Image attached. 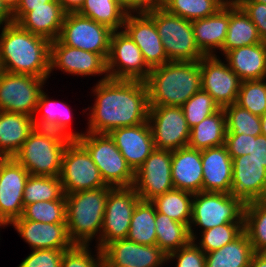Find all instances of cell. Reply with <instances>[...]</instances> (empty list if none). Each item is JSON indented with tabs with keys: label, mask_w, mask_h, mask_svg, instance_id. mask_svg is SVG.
Listing matches in <instances>:
<instances>
[{
	"label": "cell",
	"mask_w": 266,
	"mask_h": 267,
	"mask_svg": "<svg viewBox=\"0 0 266 267\" xmlns=\"http://www.w3.org/2000/svg\"><path fill=\"white\" fill-rule=\"evenodd\" d=\"M0 30V61L3 71L49 78L48 39L35 35L14 22L0 27Z\"/></svg>",
	"instance_id": "7a4b0ae2"
},
{
	"label": "cell",
	"mask_w": 266,
	"mask_h": 267,
	"mask_svg": "<svg viewBox=\"0 0 266 267\" xmlns=\"http://www.w3.org/2000/svg\"><path fill=\"white\" fill-rule=\"evenodd\" d=\"M34 128L32 116L0 111V150L14 157Z\"/></svg>",
	"instance_id": "f546056e"
},
{
	"label": "cell",
	"mask_w": 266,
	"mask_h": 267,
	"mask_svg": "<svg viewBox=\"0 0 266 267\" xmlns=\"http://www.w3.org/2000/svg\"><path fill=\"white\" fill-rule=\"evenodd\" d=\"M249 157L263 163V166L266 167V136H252V147Z\"/></svg>",
	"instance_id": "f5cc1de1"
},
{
	"label": "cell",
	"mask_w": 266,
	"mask_h": 267,
	"mask_svg": "<svg viewBox=\"0 0 266 267\" xmlns=\"http://www.w3.org/2000/svg\"><path fill=\"white\" fill-rule=\"evenodd\" d=\"M181 107L190 129L220 109L212 96L202 89L191 96Z\"/></svg>",
	"instance_id": "f6af8a7d"
},
{
	"label": "cell",
	"mask_w": 266,
	"mask_h": 267,
	"mask_svg": "<svg viewBox=\"0 0 266 267\" xmlns=\"http://www.w3.org/2000/svg\"><path fill=\"white\" fill-rule=\"evenodd\" d=\"M234 1H256V2H260V3H265L266 4V0H234Z\"/></svg>",
	"instance_id": "be15d7a7"
},
{
	"label": "cell",
	"mask_w": 266,
	"mask_h": 267,
	"mask_svg": "<svg viewBox=\"0 0 266 267\" xmlns=\"http://www.w3.org/2000/svg\"><path fill=\"white\" fill-rule=\"evenodd\" d=\"M171 176L175 189L193 194L201 192L203 184L201 150L187 146L172 151Z\"/></svg>",
	"instance_id": "4316f807"
},
{
	"label": "cell",
	"mask_w": 266,
	"mask_h": 267,
	"mask_svg": "<svg viewBox=\"0 0 266 267\" xmlns=\"http://www.w3.org/2000/svg\"><path fill=\"white\" fill-rule=\"evenodd\" d=\"M223 58L242 81L265 78L266 42L232 49Z\"/></svg>",
	"instance_id": "f1b7e54d"
},
{
	"label": "cell",
	"mask_w": 266,
	"mask_h": 267,
	"mask_svg": "<svg viewBox=\"0 0 266 267\" xmlns=\"http://www.w3.org/2000/svg\"><path fill=\"white\" fill-rule=\"evenodd\" d=\"M92 245H73L65 250L61 267H102V250L92 252Z\"/></svg>",
	"instance_id": "bcb514c9"
},
{
	"label": "cell",
	"mask_w": 266,
	"mask_h": 267,
	"mask_svg": "<svg viewBox=\"0 0 266 267\" xmlns=\"http://www.w3.org/2000/svg\"><path fill=\"white\" fill-rule=\"evenodd\" d=\"M123 30L139 47L150 69L170 62L155 23L147 13H127Z\"/></svg>",
	"instance_id": "ffe728a7"
},
{
	"label": "cell",
	"mask_w": 266,
	"mask_h": 267,
	"mask_svg": "<svg viewBox=\"0 0 266 267\" xmlns=\"http://www.w3.org/2000/svg\"><path fill=\"white\" fill-rule=\"evenodd\" d=\"M77 141L87 150L104 182L111 187H131L135 172L109 134L86 132Z\"/></svg>",
	"instance_id": "ba28073f"
},
{
	"label": "cell",
	"mask_w": 266,
	"mask_h": 267,
	"mask_svg": "<svg viewBox=\"0 0 266 267\" xmlns=\"http://www.w3.org/2000/svg\"><path fill=\"white\" fill-rule=\"evenodd\" d=\"M113 30L78 13H66L58 40L73 48L100 54L106 61Z\"/></svg>",
	"instance_id": "8fae6325"
},
{
	"label": "cell",
	"mask_w": 266,
	"mask_h": 267,
	"mask_svg": "<svg viewBox=\"0 0 266 267\" xmlns=\"http://www.w3.org/2000/svg\"><path fill=\"white\" fill-rule=\"evenodd\" d=\"M257 27L262 42H266V4L256 1H234Z\"/></svg>",
	"instance_id": "681fc988"
},
{
	"label": "cell",
	"mask_w": 266,
	"mask_h": 267,
	"mask_svg": "<svg viewBox=\"0 0 266 267\" xmlns=\"http://www.w3.org/2000/svg\"><path fill=\"white\" fill-rule=\"evenodd\" d=\"M29 172L13 157L0 169V223L6 228L23 212V192Z\"/></svg>",
	"instance_id": "ac0fdd59"
},
{
	"label": "cell",
	"mask_w": 266,
	"mask_h": 267,
	"mask_svg": "<svg viewBox=\"0 0 266 267\" xmlns=\"http://www.w3.org/2000/svg\"><path fill=\"white\" fill-rule=\"evenodd\" d=\"M3 69H2V65H1V61H0V75L2 74Z\"/></svg>",
	"instance_id": "e7e4bbea"
},
{
	"label": "cell",
	"mask_w": 266,
	"mask_h": 267,
	"mask_svg": "<svg viewBox=\"0 0 266 267\" xmlns=\"http://www.w3.org/2000/svg\"><path fill=\"white\" fill-rule=\"evenodd\" d=\"M54 69L74 76H102L98 82L109 79L107 61L97 53L63 45L58 39L50 42V76Z\"/></svg>",
	"instance_id": "9a60e30c"
},
{
	"label": "cell",
	"mask_w": 266,
	"mask_h": 267,
	"mask_svg": "<svg viewBox=\"0 0 266 267\" xmlns=\"http://www.w3.org/2000/svg\"><path fill=\"white\" fill-rule=\"evenodd\" d=\"M228 25L229 2L216 14L192 21L196 45L205 56H217V52L220 53L226 39Z\"/></svg>",
	"instance_id": "83f0119b"
},
{
	"label": "cell",
	"mask_w": 266,
	"mask_h": 267,
	"mask_svg": "<svg viewBox=\"0 0 266 267\" xmlns=\"http://www.w3.org/2000/svg\"><path fill=\"white\" fill-rule=\"evenodd\" d=\"M65 15L58 0H52L46 6L17 7L12 18L23 29L51 42L58 39Z\"/></svg>",
	"instance_id": "44dd1931"
},
{
	"label": "cell",
	"mask_w": 266,
	"mask_h": 267,
	"mask_svg": "<svg viewBox=\"0 0 266 267\" xmlns=\"http://www.w3.org/2000/svg\"><path fill=\"white\" fill-rule=\"evenodd\" d=\"M58 2L66 13H77L85 0H58Z\"/></svg>",
	"instance_id": "db71d44e"
},
{
	"label": "cell",
	"mask_w": 266,
	"mask_h": 267,
	"mask_svg": "<svg viewBox=\"0 0 266 267\" xmlns=\"http://www.w3.org/2000/svg\"><path fill=\"white\" fill-rule=\"evenodd\" d=\"M70 141L61 133L35 127L13 158L30 175L59 177L62 156Z\"/></svg>",
	"instance_id": "5b68a950"
},
{
	"label": "cell",
	"mask_w": 266,
	"mask_h": 267,
	"mask_svg": "<svg viewBox=\"0 0 266 267\" xmlns=\"http://www.w3.org/2000/svg\"><path fill=\"white\" fill-rule=\"evenodd\" d=\"M203 192L231 193L233 163L224 145L201 150Z\"/></svg>",
	"instance_id": "d4e9b609"
},
{
	"label": "cell",
	"mask_w": 266,
	"mask_h": 267,
	"mask_svg": "<svg viewBox=\"0 0 266 267\" xmlns=\"http://www.w3.org/2000/svg\"><path fill=\"white\" fill-rule=\"evenodd\" d=\"M257 43L262 40L255 24L234 1L229 2V25L221 56L232 49Z\"/></svg>",
	"instance_id": "4dcf8cb0"
},
{
	"label": "cell",
	"mask_w": 266,
	"mask_h": 267,
	"mask_svg": "<svg viewBox=\"0 0 266 267\" xmlns=\"http://www.w3.org/2000/svg\"><path fill=\"white\" fill-rule=\"evenodd\" d=\"M261 118V131H262V135L266 136V113L262 116H260Z\"/></svg>",
	"instance_id": "91938a15"
},
{
	"label": "cell",
	"mask_w": 266,
	"mask_h": 267,
	"mask_svg": "<svg viewBox=\"0 0 266 267\" xmlns=\"http://www.w3.org/2000/svg\"><path fill=\"white\" fill-rule=\"evenodd\" d=\"M72 108L64 102L51 99L44 90L40 93L37 108L33 116L35 127L52 130L63 134L71 140H77L85 132L70 129L73 113ZM40 116V117H39Z\"/></svg>",
	"instance_id": "484cf974"
},
{
	"label": "cell",
	"mask_w": 266,
	"mask_h": 267,
	"mask_svg": "<svg viewBox=\"0 0 266 267\" xmlns=\"http://www.w3.org/2000/svg\"><path fill=\"white\" fill-rule=\"evenodd\" d=\"M254 251L245 232L218 250L205 253V267H249Z\"/></svg>",
	"instance_id": "d6a6232c"
},
{
	"label": "cell",
	"mask_w": 266,
	"mask_h": 267,
	"mask_svg": "<svg viewBox=\"0 0 266 267\" xmlns=\"http://www.w3.org/2000/svg\"><path fill=\"white\" fill-rule=\"evenodd\" d=\"M93 106L83 109L88 115L86 132L108 134L112 130L148 121V91L144 81L107 79L92 87Z\"/></svg>",
	"instance_id": "6da1fadb"
},
{
	"label": "cell",
	"mask_w": 266,
	"mask_h": 267,
	"mask_svg": "<svg viewBox=\"0 0 266 267\" xmlns=\"http://www.w3.org/2000/svg\"><path fill=\"white\" fill-rule=\"evenodd\" d=\"M243 232L244 224H223L206 231L197 232L201 237L196 236L193 242L203 250L204 253H208L233 242Z\"/></svg>",
	"instance_id": "7bdbcfd3"
},
{
	"label": "cell",
	"mask_w": 266,
	"mask_h": 267,
	"mask_svg": "<svg viewBox=\"0 0 266 267\" xmlns=\"http://www.w3.org/2000/svg\"><path fill=\"white\" fill-rule=\"evenodd\" d=\"M155 217L153 203L140 199L131 217L127 239L142 245H156Z\"/></svg>",
	"instance_id": "836d02e7"
},
{
	"label": "cell",
	"mask_w": 266,
	"mask_h": 267,
	"mask_svg": "<svg viewBox=\"0 0 266 267\" xmlns=\"http://www.w3.org/2000/svg\"><path fill=\"white\" fill-rule=\"evenodd\" d=\"M193 196L194 194L191 192L174 188L157 196L151 202L157 212L189 227L192 218Z\"/></svg>",
	"instance_id": "e575fe53"
},
{
	"label": "cell",
	"mask_w": 266,
	"mask_h": 267,
	"mask_svg": "<svg viewBox=\"0 0 266 267\" xmlns=\"http://www.w3.org/2000/svg\"><path fill=\"white\" fill-rule=\"evenodd\" d=\"M140 197L133 186L111 187L106 199L105 213L98 248L128 236L131 217Z\"/></svg>",
	"instance_id": "30bf717a"
},
{
	"label": "cell",
	"mask_w": 266,
	"mask_h": 267,
	"mask_svg": "<svg viewBox=\"0 0 266 267\" xmlns=\"http://www.w3.org/2000/svg\"><path fill=\"white\" fill-rule=\"evenodd\" d=\"M64 252L57 249L31 250L17 267H61Z\"/></svg>",
	"instance_id": "c3c4849f"
},
{
	"label": "cell",
	"mask_w": 266,
	"mask_h": 267,
	"mask_svg": "<svg viewBox=\"0 0 266 267\" xmlns=\"http://www.w3.org/2000/svg\"><path fill=\"white\" fill-rule=\"evenodd\" d=\"M64 195L59 177L29 175L23 192L24 206L39 201L59 200Z\"/></svg>",
	"instance_id": "ab89813d"
},
{
	"label": "cell",
	"mask_w": 266,
	"mask_h": 267,
	"mask_svg": "<svg viewBox=\"0 0 266 267\" xmlns=\"http://www.w3.org/2000/svg\"><path fill=\"white\" fill-rule=\"evenodd\" d=\"M52 0H21L18 7H39L46 6L47 2Z\"/></svg>",
	"instance_id": "6f0895ef"
},
{
	"label": "cell",
	"mask_w": 266,
	"mask_h": 267,
	"mask_svg": "<svg viewBox=\"0 0 266 267\" xmlns=\"http://www.w3.org/2000/svg\"><path fill=\"white\" fill-rule=\"evenodd\" d=\"M236 104L249 110L252 114L262 116L266 113V81H242Z\"/></svg>",
	"instance_id": "ee69618b"
},
{
	"label": "cell",
	"mask_w": 266,
	"mask_h": 267,
	"mask_svg": "<svg viewBox=\"0 0 266 267\" xmlns=\"http://www.w3.org/2000/svg\"><path fill=\"white\" fill-rule=\"evenodd\" d=\"M102 258L117 267H163L167 255L157 245H142L127 238L108 243Z\"/></svg>",
	"instance_id": "d6986e66"
},
{
	"label": "cell",
	"mask_w": 266,
	"mask_h": 267,
	"mask_svg": "<svg viewBox=\"0 0 266 267\" xmlns=\"http://www.w3.org/2000/svg\"><path fill=\"white\" fill-rule=\"evenodd\" d=\"M249 267H266V252H254Z\"/></svg>",
	"instance_id": "9f6ffc18"
},
{
	"label": "cell",
	"mask_w": 266,
	"mask_h": 267,
	"mask_svg": "<svg viewBox=\"0 0 266 267\" xmlns=\"http://www.w3.org/2000/svg\"><path fill=\"white\" fill-rule=\"evenodd\" d=\"M146 13L153 19L170 61H199L205 56L196 45L192 21L167 12L159 4Z\"/></svg>",
	"instance_id": "52a82bcc"
},
{
	"label": "cell",
	"mask_w": 266,
	"mask_h": 267,
	"mask_svg": "<svg viewBox=\"0 0 266 267\" xmlns=\"http://www.w3.org/2000/svg\"><path fill=\"white\" fill-rule=\"evenodd\" d=\"M232 1L234 0H159L158 4L173 15L193 21L216 14Z\"/></svg>",
	"instance_id": "74e56055"
},
{
	"label": "cell",
	"mask_w": 266,
	"mask_h": 267,
	"mask_svg": "<svg viewBox=\"0 0 266 267\" xmlns=\"http://www.w3.org/2000/svg\"><path fill=\"white\" fill-rule=\"evenodd\" d=\"M44 223H66L65 194L59 200L39 201L25 205L20 218Z\"/></svg>",
	"instance_id": "b9f144b4"
},
{
	"label": "cell",
	"mask_w": 266,
	"mask_h": 267,
	"mask_svg": "<svg viewBox=\"0 0 266 267\" xmlns=\"http://www.w3.org/2000/svg\"><path fill=\"white\" fill-rule=\"evenodd\" d=\"M108 134L134 172L155 149L148 121L135 126L117 128Z\"/></svg>",
	"instance_id": "cb8c5ba5"
},
{
	"label": "cell",
	"mask_w": 266,
	"mask_h": 267,
	"mask_svg": "<svg viewBox=\"0 0 266 267\" xmlns=\"http://www.w3.org/2000/svg\"><path fill=\"white\" fill-rule=\"evenodd\" d=\"M102 267H117L109 265L103 258H102Z\"/></svg>",
	"instance_id": "6125c7cd"
},
{
	"label": "cell",
	"mask_w": 266,
	"mask_h": 267,
	"mask_svg": "<svg viewBox=\"0 0 266 267\" xmlns=\"http://www.w3.org/2000/svg\"><path fill=\"white\" fill-rule=\"evenodd\" d=\"M231 194L244 203L266 200V167L249 155L232 159Z\"/></svg>",
	"instance_id": "7402d4cb"
},
{
	"label": "cell",
	"mask_w": 266,
	"mask_h": 267,
	"mask_svg": "<svg viewBox=\"0 0 266 267\" xmlns=\"http://www.w3.org/2000/svg\"><path fill=\"white\" fill-rule=\"evenodd\" d=\"M13 23L12 13L0 0V27Z\"/></svg>",
	"instance_id": "11a10c76"
},
{
	"label": "cell",
	"mask_w": 266,
	"mask_h": 267,
	"mask_svg": "<svg viewBox=\"0 0 266 267\" xmlns=\"http://www.w3.org/2000/svg\"><path fill=\"white\" fill-rule=\"evenodd\" d=\"M150 71L132 38L124 30L113 31L107 58L109 79L145 81Z\"/></svg>",
	"instance_id": "7c38bea8"
},
{
	"label": "cell",
	"mask_w": 266,
	"mask_h": 267,
	"mask_svg": "<svg viewBox=\"0 0 266 267\" xmlns=\"http://www.w3.org/2000/svg\"><path fill=\"white\" fill-rule=\"evenodd\" d=\"M19 233L30 250H67L74 244L70 241L66 223H44L32 220H13L10 224Z\"/></svg>",
	"instance_id": "603a6c76"
},
{
	"label": "cell",
	"mask_w": 266,
	"mask_h": 267,
	"mask_svg": "<svg viewBox=\"0 0 266 267\" xmlns=\"http://www.w3.org/2000/svg\"><path fill=\"white\" fill-rule=\"evenodd\" d=\"M225 146L232 159L242 155H249L252 147V136L245 133L241 135H226Z\"/></svg>",
	"instance_id": "f907efd6"
},
{
	"label": "cell",
	"mask_w": 266,
	"mask_h": 267,
	"mask_svg": "<svg viewBox=\"0 0 266 267\" xmlns=\"http://www.w3.org/2000/svg\"><path fill=\"white\" fill-rule=\"evenodd\" d=\"M226 117L223 108L190 129L188 147L204 150L225 144Z\"/></svg>",
	"instance_id": "1f68e13d"
},
{
	"label": "cell",
	"mask_w": 266,
	"mask_h": 267,
	"mask_svg": "<svg viewBox=\"0 0 266 267\" xmlns=\"http://www.w3.org/2000/svg\"><path fill=\"white\" fill-rule=\"evenodd\" d=\"M127 13H146L159 3V0H117Z\"/></svg>",
	"instance_id": "816d5d0a"
},
{
	"label": "cell",
	"mask_w": 266,
	"mask_h": 267,
	"mask_svg": "<svg viewBox=\"0 0 266 267\" xmlns=\"http://www.w3.org/2000/svg\"><path fill=\"white\" fill-rule=\"evenodd\" d=\"M244 207L245 203L231 193H194L189 225L191 240L198 236L196 231H206L223 224H244Z\"/></svg>",
	"instance_id": "8992f818"
},
{
	"label": "cell",
	"mask_w": 266,
	"mask_h": 267,
	"mask_svg": "<svg viewBox=\"0 0 266 267\" xmlns=\"http://www.w3.org/2000/svg\"><path fill=\"white\" fill-rule=\"evenodd\" d=\"M176 261L175 267H205V253L191 240L182 248L167 255V263Z\"/></svg>",
	"instance_id": "7dc6e473"
},
{
	"label": "cell",
	"mask_w": 266,
	"mask_h": 267,
	"mask_svg": "<svg viewBox=\"0 0 266 267\" xmlns=\"http://www.w3.org/2000/svg\"><path fill=\"white\" fill-rule=\"evenodd\" d=\"M111 186L66 194V225L74 245H91L95 239L98 247L106 199Z\"/></svg>",
	"instance_id": "277c9868"
},
{
	"label": "cell",
	"mask_w": 266,
	"mask_h": 267,
	"mask_svg": "<svg viewBox=\"0 0 266 267\" xmlns=\"http://www.w3.org/2000/svg\"><path fill=\"white\" fill-rule=\"evenodd\" d=\"M199 63L201 89L208 92L220 108L236 103L242 80L227 62L213 55L202 57Z\"/></svg>",
	"instance_id": "2e32d148"
},
{
	"label": "cell",
	"mask_w": 266,
	"mask_h": 267,
	"mask_svg": "<svg viewBox=\"0 0 266 267\" xmlns=\"http://www.w3.org/2000/svg\"><path fill=\"white\" fill-rule=\"evenodd\" d=\"M49 78L12 74L0 75V111L34 116L40 93Z\"/></svg>",
	"instance_id": "4fadbf2b"
},
{
	"label": "cell",
	"mask_w": 266,
	"mask_h": 267,
	"mask_svg": "<svg viewBox=\"0 0 266 267\" xmlns=\"http://www.w3.org/2000/svg\"><path fill=\"white\" fill-rule=\"evenodd\" d=\"M77 13L103 24L113 31L123 30L127 15L117 0H85Z\"/></svg>",
	"instance_id": "8d00e7d4"
},
{
	"label": "cell",
	"mask_w": 266,
	"mask_h": 267,
	"mask_svg": "<svg viewBox=\"0 0 266 267\" xmlns=\"http://www.w3.org/2000/svg\"><path fill=\"white\" fill-rule=\"evenodd\" d=\"M59 178L65 195L109 186L90 154L77 140H71L64 150Z\"/></svg>",
	"instance_id": "9c48e42d"
},
{
	"label": "cell",
	"mask_w": 266,
	"mask_h": 267,
	"mask_svg": "<svg viewBox=\"0 0 266 267\" xmlns=\"http://www.w3.org/2000/svg\"><path fill=\"white\" fill-rule=\"evenodd\" d=\"M244 232L254 252H266V200L245 203Z\"/></svg>",
	"instance_id": "f35d334b"
},
{
	"label": "cell",
	"mask_w": 266,
	"mask_h": 267,
	"mask_svg": "<svg viewBox=\"0 0 266 267\" xmlns=\"http://www.w3.org/2000/svg\"><path fill=\"white\" fill-rule=\"evenodd\" d=\"M226 117V135H262L261 118L233 103L223 108Z\"/></svg>",
	"instance_id": "60d3db41"
},
{
	"label": "cell",
	"mask_w": 266,
	"mask_h": 267,
	"mask_svg": "<svg viewBox=\"0 0 266 267\" xmlns=\"http://www.w3.org/2000/svg\"><path fill=\"white\" fill-rule=\"evenodd\" d=\"M156 245L166 254H170L191 241L189 227L172 220L165 214L156 211Z\"/></svg>",
	"instance_id": "d590c367"
},
{
	"label": "cell",
	"mask_w": 266,
	"mask_h": 267,
	"mask_svg": "<svg viewBox=\"0 0 266 267\" xmlns=\"http://www.w3.org/2000/svg\"><path fill=\"white\" fill-rule=\"evenodd\" d=\"M8 156L0 150V169L2 167V165L8 160Z\"/></svg>",
	"instance_id": "94428289"
},
{
	"label": "cell",
	"mask_w": 266,
	"mask_h": 267,
	"mask_svg": "<svg viewBox=\"0 0 266 267\" xmlns=\"http://www.w3.org/2000/svg\"><path fill=\"white\" fill-rule=\"evenodd\" d=\"M148 123L155 149L174 151L188 146L190 127L182 107L149 106Z\"/></svg>",
	"instance_id": "5bb4252c"
},
{
	"label": "cell",
	"mask_w": 266,
	"mask_h": 267,
	"mask_svg": "<svg viewBox=\"0 0 266 267\" xmlns=\"http://www.w3.org/2000/svg\"><path fill=\"white\" fill-rule=\"evenodd\" d=\"M149 106L181 107L201 90L199 61H170L151 69L144 81Z\"/></svg>",
	"instance_id": "3957f363"
},
{
	"label": "cell",
	"mask_w": 266,
	"mask_h": 267,
	"mask_svg": "<svg viewBox=\"0 0 266 267\" xmlns=\"http://www.w3.org/2000/svg\"><path fill=\"white\" fill-rule=\"evenodd\" d=\"M171 164L172 151L154 149L135 171L133 187L141 200L151 201L174 189Z\"/></svg>",
	"instance_id": "e0dca14e"
},
{
	"label": "cell",
	"mask_w": 266,
	"mask_h": 267,
	"mask_svg": "<svg viewBox=\"0 0 266 267\" xmlns=\"http://www.w3.org/2000/svg\"><path fill=\"white\" fill-rule=\"evenodd\" d=\"M2 3L8 8V10L13 13L18 7L21 0H1Z\"/></svg>",
	"instance_id": "680465c9"
}]
</instances>
